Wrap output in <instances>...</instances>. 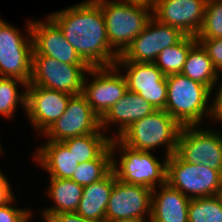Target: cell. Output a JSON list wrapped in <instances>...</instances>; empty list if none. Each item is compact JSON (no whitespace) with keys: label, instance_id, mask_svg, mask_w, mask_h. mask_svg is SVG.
I'll list each match as a JSON object with an SVG mask.
<instances>
[{"label":"cell","instance_id":"obj_14","mask_svg":"<svg viewBox=\"0 0 222 222\" xmlns=\"http://www.w3.org/2000/svg\"><path fill=\"white\" fill-rule=\"evenodd\" d=\"M152 193L146 186L125 183L116 177L106 208V221L137 218L150 222Z\"/></svg>","mask_w":222,"mask_h":222},{"label":"cell","instance_id":"obj_28","mask_svg":"<svg viewBox=\"0 0 222 222\" xmlns=\"http://www.w3.org/2000/svg\"><path fill=\"white\" fill-rule=\"evenodd\" d=\"M188 222H222V206L215 196L189 202Z\"/></svg>","mask_w":222,"mask_h":222},{"label":"cell","instance_id":"obj_10","mask_svg":"<svg viewBox=\"0 0 222 222\" xmlns=\"http://www.w3.org/2000/svg\"><path fill=\"white\" fill-rule=\"evenodd\" d=\"M123 71L116 65L90 67L86 74L93 76V80L86 79L85 75L82 94L100 119L128 90Z\"/></svg>","mask_w":222,"mask_h":222},{"label":"cell","instance_id":"obj_17","mask_svg":"<svg viewBox=\"0 0 222 222\" xmlns=\"http://www.w3.org/2000/svg\"><path fill=\"white\" fill-rule=\"evenodd\" d=\"M33 54H41L67 64H86L66 40L60 27L47 15L46 20H31Z\"/></svg>","mask_w":222,"mask_h":222},{"label":"cell","instance_id":"obj_22","mask_svg":"<svg viewBox=\"0 0 222 222\" xmlns=\"http://www.w3.org/2000/svg\"><path fill=\"white\" fill-rule=\"evenodd\" d=\"M47 194L54 205L41 211L42 215L75 213L82 198L83 187L64 178H50Z\"/></svg>","mask_w":222,"mask_h":222},{"label":"cell","instance_id":"obj_34","mask_svg":"<svg viewBox=\"0 0 222 222\" xmlns=\"http://www.w3.org/2000/svg\"><path fill=\"white\" fill-rule=\"evenodd\" d=\"M11 188L8 178L0 169V207L9 203L15 197Z\"/></svg>","mask_w":222,"mask_h":222},{"label":"cell","instance_id":"obj_6","mask_svg":"<svg viewBox=\"0 0 222 222\" xmlns=\"http://www.w3.org/2000/svg\"><path fill=\"white\" fill-rule=\"evenodd\" d=\"M166 183L190 199L212 197L222 185V172L173 153L166 161Z\"/></svg>","mask_w":222,"mask_h":222},{"label":"cell","instance_id":"obj_38","mask_svg":"<svg viewBox=\"0 0 222 222\" xmlns=\"http://www.w3.org/2000/svg\"><path fill=\"white\" fill-rule=\"evenodd\" d=\"M2 149H3L2 146H0V154H1V152L3 151Z\"/></svg>","mask_w":222,"mask_h":222},{"label":"cell","instance_id":"obj_25","mask_svg":"<svg viewBox=\"0 0 222 222\" xmlns=\"http://www.w3.org/2000/svg\"><path fill=\"white\" fill-rule=\"evenodd\" d=\"M196 43L195 36L186 35L179 43L162 50L154 64L165 76L181 73L187 55Z\"/></svg>","mask_w":222,"mask_h":222},{"label":"cell","instance_id":"obj_4","mask_svg":"<svg viewBox=\"0 0 222 222\" xmlns=\"http://www.w3.org/2000/svg\"><path fill=\"white\" fill-rule=\"evenodd\" d=\"M181 128L165 110L156 109L151 115L135 121L118 139L134 150L146 152L165 145L164 158H168L176 152Z\"/></svg>","mask_w":222,"mask_h":222},{"label":"cell","instance_id":"obj_16","mask_svg":"<svg viewBox=\"0 0 222 222\" xmlns=\"http://www.w3.org/2000/svg\"><path fill=\"white\" fill-rule=\"evenodd\" d=\"M207 0H153L152 16L159 22L178 28L185 35L197 36Z\"/></svg>","mask_w":222,"mask_h":222},{"label":"cell","instance_id":"obj_2","mask_svg":"<svg viewBox=\"0 0 222 222\" xmlns=\"http://www.w3.org/2000/svg\"><path fill=\"white\" fill-rule=\"evenodd\" d=\"M167 101L165 111L182 127L200 125L205 116L210 118L211 104L208 103L212 90L189 77L178 74L166 76Z\"/></svg>","mask_w":222,"mask_h":222},{"label":"cell","instance_id":"obj_24","mask_svg":"<svg viewBox=\"0 0 222 222\" xmlns=\"http://www.w3.org/2000/svg\"><path fill=\"white\" fill-rule=\"evenodd\" d=\"M106 133H93L68 138L62 142L73 153L78 163L97 159L109 146L113 137Z\"/></svg>","mask_w":222,"mask_h":222},{"label":"cell","instance_id":"obj_36","mask_svg":"<svg viewBox=\"0 0 222 222\" xmlns=\"http://www.w3.org/2000/svg\"><path fill=\"white\" fill-rule=\"evenodd\" d=\"M120 1H128V2H136V3H143L149 6H152L153 0H120Z\"/></svg>","mask_w":222,"mask_h":222},{"label":"cell","instance_id":"obj_15","mask_svg":"<svg viewBox=\"0 0 222 222\" xmlns=\"http://www.w3.org/2000/svg\"><path fill=\"white\" fill-rule=\"evenodd\" d=\"M72 95L62 91L27 85L25 115L38 135L43 134L66 110Z\"/></svg>","mask_w":222,"mask_h":222},{"label":"cell","instance_id":"obj_1","mask_svg":"<svg viewBox=\"0 0 222 222\" xmlns=\"http://www.w3.org/2000/svg\"><path fill=\"white\" fill-rule=\"evenodd\" d=\"M89 67L113 66L119 54L110 46L104 16L95 0H86L48 15Z\"/></svg>","mask_w":222,"mask_h":222},{"label":"cell","instance_id":"obj_3","mask_svg":"<svg viewBox=\"0 0 222 222\" xmlns=\"http://www.w3.org/2000/svg\"><path fill=\"white\" fill-rule=\"evenodd\" d=\"M95 1L101 7L110 46L121 55L146 27L152 6L119 0Z\"/></svg>","mask_w":222,"mask_h":222},{"label":"cell","instance_id":"obj_12","mask_svg":"<svg viewBox=\"0 0 222 222\" xmlns=\"http://www.w3.org/2000/svg\"><path fill=\"white\" fill-rule=\"evenodd\" d=\"M93 133H104L100 128V118L92 111L85 96L72 95L63 115L42 135L46 141H63L68 138Z\"/></svg>","mask_w":222,"mask_h":222},{"label":"cell","instance_id":"obj_23","mask_svg":"<svg viewBox=\"0 0 222 222\" xmlns=\"http://www.w3.org/2000/svg\"><path fill=\"white\" fill-rule=\"evenodd\" d=\"M181 74L209 87L211 90L215 89L219 75L221 76L198 42L190 49Z\"/></svg>","mask_w":222,"mask_h":222},{"label":"cell","instance_id":"obj_11","mask_svg":"<svg viewBox=\"0 0 222 222\" xmlns=\"http://www.w3.org/2000/svg\"><path fill=\"white\" fill-rule=\"evenodd\" d=\"M185 36L178 28L161 23L152 16L116 61L154 63L162 50L179 43Z\"/></svg>","mask_w":222,"mask_h":222},{"label":"cell","instance_id":"obj_26","mask_svg":"<svg viewBox=\"0 0 222 222\" xmlns=\"http://www.w3.org/2000/svg\"><path fill=\"white\" fill-rule=\"evenodd\" d=\"M112 170V151L110 146L97 158L79 163L76 171L70 178L84 187L98 182Z\"/></svg>","mask_w":222,"mask_h":222},{"label":"cell","instance_id":"obj_33","mask_svg":"<svg viewBox=\"0 0 222 222\" xmlns=\"http://www.w3.org/2000/svg\"><path fill=\"white\" fill-rule=\"evenodd\" d=\"M218 91L215 90V96L213 100H211V114L210 120H214V123L219 122L222 123V82L218 84ZM217 121V122H216Z\"/></svg>","mask_w":222,"mask_h":222},{"label":"cell","instance_id":"obj_13","mask_svg":"<svg viewBox=\"0 0 222 222\" xmlns=\"http://www.w3.org/2000/svg\"><path fill=\"white\" fill-rule=\"evenodd\" d=\"M115 65L126 69L124 76L129 91L139 94L155 109H165L168 94L166 76L154 63L116 61Z\"/></svg>","mask_w":222,"mask_h":222},{"label":"cell","instance_id":"obj_19","mask_svg":"<svg viewBox=\"0 0 222 222\" xmlns=\"http://www.w3.org/2000/svg\"><path fill=\"white\" fill-rule=\"evenodd\" d=\"M157 188H154L152 193L150 222H188L191 199L167 183Z\"/></svg>","mask_w":222,"mask_h":222},{"label":"cell","instance_id":"obj_20","mask_svg":"<svg viewBox=\"0 0 222 222\" xmlns=\"http://www.w3.org/2000/svg\"><path fill=\"white\" fill-rule=\"evenodd\" d=\"M43 144L36 149L35 162L48 172L50 178L70 179L79 165L73 153L62 141H45Z\"/></svg>","mask_w":222,"mask_h":222},{"label":"cell","instance_id":"obj_9","mask_svg":"<svg viewBox=\"0 0 222 222\" xmlns=\"http://www.w3.org/2000/svg\"><path fill=\"white\" fill-rule=\"evenodd\" d=\"M200 127L181 128L175 153L184 162L202 164L222 172V132Z\"/></svg>","mask_w":222,"mask_h":222},{"label":"cell","instance_id":"obj_35","mask_svg":"<svg viewBox=\"0 0 222 222\" xmlns=\"http://www.w3.org/2000/svg\"><path fill=\"white\" fill-rule=\"evenodd\" d=\"M106 222H148L147 220L137 219V218H127V219H119V220H112Z\"/></svg>","mask_w":222,"mask_h":222},{"label":"cell","instance_id":"obj_30","mask_svg":"<svg viewBox=\"0 0 222 222\" xmlns=\"http://www.w3.org/2000/svg\"><path fill=\"white\" fill-rule=\"evenodd\" d=\"M203 47L207 55L212 60V64L219 72L222 71V37L221 38H196Z\"/></svg>","mask_w":222,"mask_h":222},{"label":"cell","instance_id":"obj_5","mask_svg":"<svg viewBox=\"0 0 222 222\" xmlns=\"http://www.w3.org/2000/svg\"><path fill=\"white\" fill-rule=\"evenodd\" d=\"M110 148L112 170L117 179L129 184L146 186L152 190L157 185L166 183L167 158L160 163L152 152L134 150L123 144L118 138L111 139ZM119 150L120 158L116 156V151Z\"/></svg>","mask_w":222,"mask_h":222},{"label":"cell","instance_id":"obj_31","mask_svg":"<svg viewBox=\"0 0 222 222\" xmlns=\"http://www.w3.org/2000/svg\"><path fill=\"white\" fill-rule=\"evenodd\" d=\"M14 197L9 203L0 207V222H29L32 210L26 208L12 207L16 201Z\"/></svg>","mask_w":222,"mask_h":222},{"label":"cell","instance_id":"obj_21","mask_svg":"<svg viewBox=\"0 0 222 222\" xmlns=\"http://www.w3.org/2000/svg\"><path fill=\"white\" fill-rule=\"evenodd\" d=\"M115 181V172L111 170L100 181L84 186L75 213L89 220L106 222V208Z\"/></svg>","mask_w":222,"mask_h":222},{"label":"cell","instance_id":"obj_27","mask_svg":"<svg viewBox=\"0 0 222 222\" xmlns=\"http://www.w3.org/2000/svg\"><path fill=\"white\" fill-rule=\"evenodd\" d=\"M18 84L25 90L20 92ZM26 88L27 83L21 79L0 77V115L9 119L14 117L18 104L26 111Z\"/></svg>","mask_w":222,"mask_h":222},{"label":"cell","instance_id":"obj_29","mask_svg":"<svg viewBox=\"0 0 222 222\" xmlns=\"http://www.w3.org/2000/svg\"><path fill=\"white\" fill-rule=\"evenodd\" d=\"M222 37V0H207L202 27L196 38Z\"/></svg>","mask_w":222,"mask_h":222},{"label":"cell","instance_id":"obj_8","mask_svg":"<svg viewBox=\"0 0 222 222\" xmlns=\"http://www.w3.org/2000/svg\"><path fill=\"white\" fill-rule=\"evenodd\" d=\"M87 64H67L41 54H32V74L27 85L41 86L47 89L81 94Z\"/></svg>","mask_w":222,"mask_h":222},{"label":"cell","instance_id":"obj_7","mask_svg":"<svg viewBox=\"0 0 222 222\" xmlns=\"http://www.w3.org/2000/svg\"><path fill=\"white\" fill-rule=\"evenodd\" d=\"M26 30L25 36L0 17V77L18 78L29 84L33 54L31 21Z\"/></svg>","mask_w":222,"mask_h":222},{"label":"cell","instance_id":"obj_32","mask_svg":"<svg viewBox=\"0 0 222 222\" xmlns=\"http://www.w3.org/2000/svg\"><path fill=\"white\" fill-rule=\"evenodd\" d=\"M44 222H96L81 217L76 213H60L53 215H42Z\"/></svg>","mask_w":222,"mask_h":222},{"label":"cell","instance_id":"obj_37","mask_svg":"<svg viewBox=\"0 0 222 222\" xmlns=\"http://www.w3.org/2000/svg\"><path fill=\"white\" fill-rule=\"evenodd\" d=\"M215 197L218 199L219 203H220L221 206H222V185H221V187L219 188V190L216 192Z\"/></svg>","mask_w":222,"mask_h":222},{"label":"cell","instance_id":"obj_18","mask_svg":"<svg viewBox=\"0 0 222 222\" xmlns=\"http://www.w3.org/2000/svg\"><path fill=\"white\" fill-rule=\"evenodd\" d=\"M156 109L139 94L127 90L124 96L117 101L100 119V128L106 132L110 125L118 124L117 132L112 136L118 138L135 121L151 115ZM106 130V131H105Z\"/></svg>","mask_w":222,"mask_h":222}]
</instances>
